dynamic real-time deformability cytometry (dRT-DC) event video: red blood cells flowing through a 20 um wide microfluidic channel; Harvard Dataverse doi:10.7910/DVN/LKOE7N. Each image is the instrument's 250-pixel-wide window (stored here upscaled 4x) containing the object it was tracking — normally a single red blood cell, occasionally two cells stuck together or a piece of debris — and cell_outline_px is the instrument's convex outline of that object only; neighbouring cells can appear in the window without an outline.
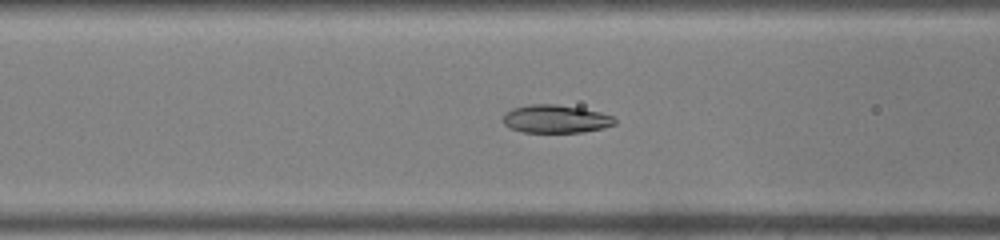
{"species": "common noctule bat (a hibernating species)", "species_latin": "Nyctalus noctula", "temperature_condition": "warm", "stored_images_in_passage": 30, "camera_frame_rate_fps": 3000, "um_per_image_px": 0.085, "animal": {"sex": "male", "body_mass_g": 19.0, "forearm_length_mm": 50.8}, "frame": {"image": 1, "passage_image": 4, "time_ms": 1.0, "image_size_px": [1000, 240], "cell_outline_px": [[616, 124], [604, 128], [584, 132], [524, 132], [512, 128], [504, 124], [504, 112], [512, 108], [532, 104], [556, 104], [580, 108], [600, 112], [612, 116], [616, 120]], "centroid_in_image_um": [47.25, 10.11], "position_along_channel_um": 119.3, "area_um2": 18.21}}
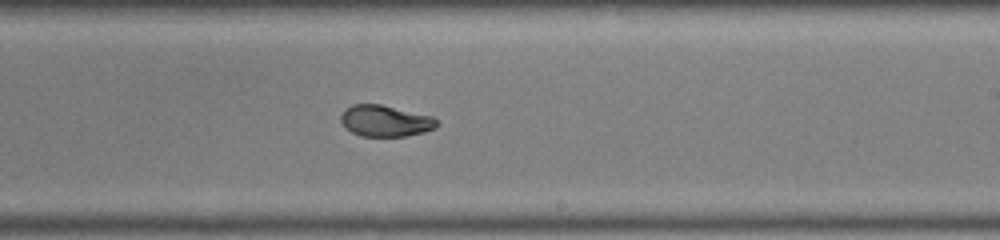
{"frame": {"image": 2, "passage_image": 13, "time_ms": 4.0, "image_size_px": [1000, 240], "cell_outline_px": [[440, 124], [436, 128], [424, 132], [404, 136], [360, 136], [344, 128], [340, 120], [340, 116], [344, 108], [352, 104], [380, 104], [432, 116]], "centroid_in_image_um": [32.72, 10.27], "position_along_channel_um": 256.3, "area_um2": 17.69}}
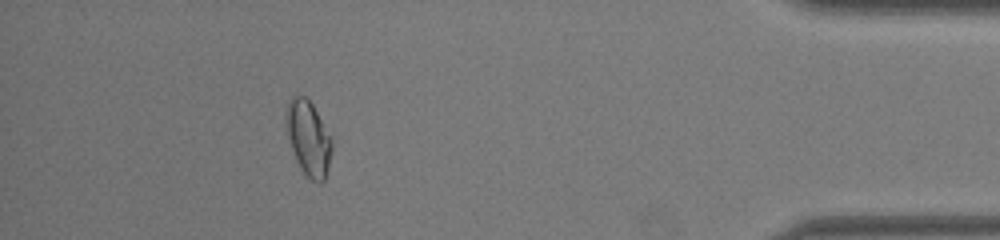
{"frame": {"image": 3, "passage_image": 26, "time_ms": 8.333, "image_size_px": [1000, 240], "cell_outline_px": [[332, 148], [328, 168], [324, 180], [320, 184], [312, 180], [300, 168], [296, 160], [288, 136], [284, 116], [288, 100], [292, 96], [304, 96], [312, 104], [332, 140]], "centroid_in_image_um": [26.2, 11.74], "position_along_channel_um": 409.0, "area_um2": 19.71}}